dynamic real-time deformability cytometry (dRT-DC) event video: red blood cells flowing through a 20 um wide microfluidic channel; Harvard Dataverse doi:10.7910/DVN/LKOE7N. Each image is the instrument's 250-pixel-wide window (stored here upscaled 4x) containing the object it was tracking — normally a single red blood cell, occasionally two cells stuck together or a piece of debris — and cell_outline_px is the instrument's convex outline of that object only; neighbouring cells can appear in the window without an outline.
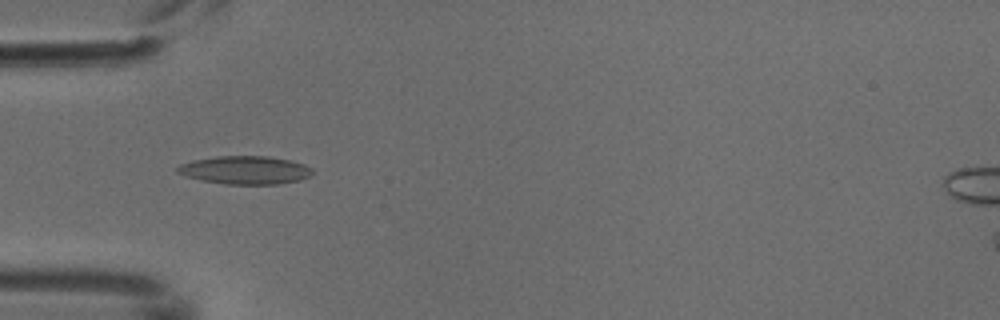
{"species": "common noctule bat (a hibernating species)", "species_latin": "Nyctalus noctula", "temperature_condition": "cold", "stored_images_in_passage": 6, "camera_frame_rate_fps": 3000, "um_per_image_px": 0.085, "animal": {"sex": "male", "body_mass_g": 18.8}, "frame": {"image": 1, "passage_image": 4, "time_ms": 1.0, "image_size_px": [1000, 320], "cell_outline_px": [[312, 172], [308, 176], [300, 180], [280, 184], [224, 184], [200, 180], [184, 176], [176, 172], [176, 168], [180, 164], [192, 160], [216, 156], [268, 156], [292, 160], [304, 164], [312, 168]], "centroid_in_image_um": [20.81, 14.45], "position_along_channel_um": 64.2, "area_um2": 22.37}}
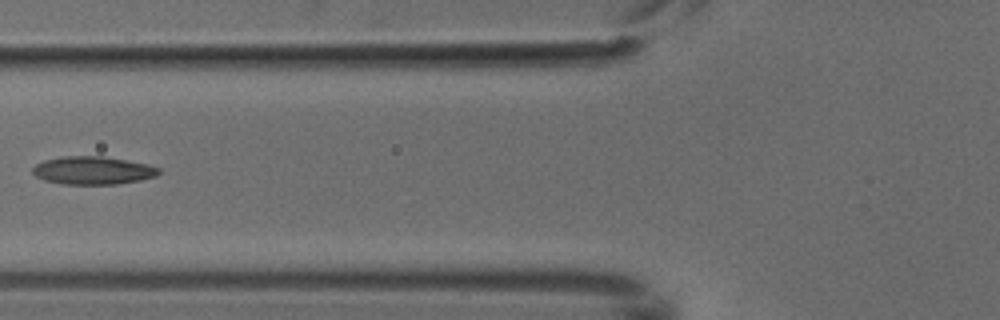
{"frame": {"image": 2, "passage_image": 5, "time_ms": 1.333, "image_size_px": [1000, 320], "cell_outline_px": [[160, 172], [156, 176], [140, 180], [116, 184], [64, 184], [44, 180], [36, 176], [32, 172], [32, 168], [36, 164], [44, 160], [60, 156], [100, 156], [148, 164], [160, 168]], "centroid_in_image_um": [7.88, 14.48], "position_along_channel_um": 117.9, "area_um2": 20.52}}
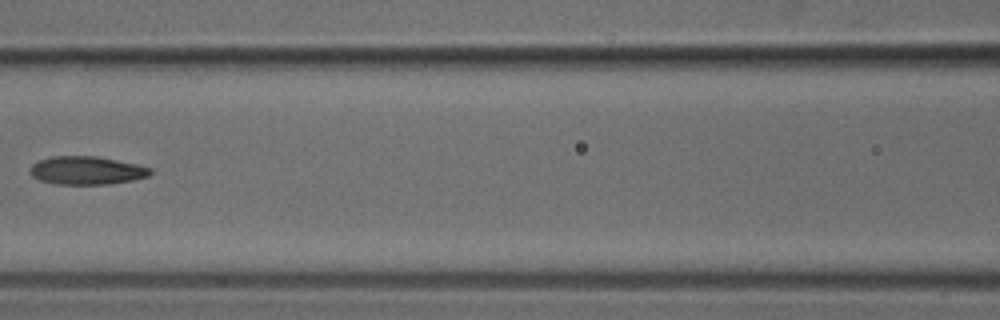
{"frame": {"image": 3, "passage_image": 6, "time_ms": 1.667, "image_size_px": [1000, 320], "cell_outline_px": [[152, 172], [148, 176], [132, 180], [108, 184], [56, 184], [40, 180], [32, 176], [28, 172], [32, 164], [40, 160], [52, 156], [96, 156], [136, 164], [152, 168]], "centroid_in_image_um": [7.34, 14.49], "position_along_channel_um": 159.3, "area_um2": 19.71}}